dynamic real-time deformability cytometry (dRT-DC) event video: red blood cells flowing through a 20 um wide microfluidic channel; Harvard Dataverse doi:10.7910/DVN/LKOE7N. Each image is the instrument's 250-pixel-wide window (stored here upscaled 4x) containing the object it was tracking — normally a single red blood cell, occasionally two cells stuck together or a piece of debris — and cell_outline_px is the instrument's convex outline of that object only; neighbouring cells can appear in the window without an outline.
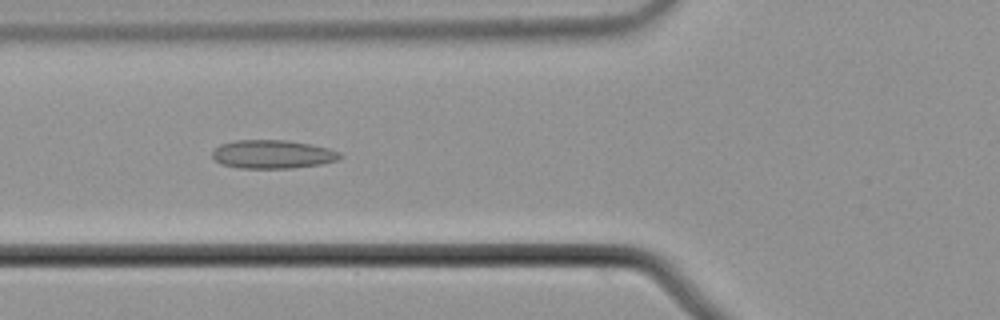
{"species": "common noctule bat (a hibernating species)", "species_latin": "Nyctalus noctula", "temperature_condition": "cold", "stored_images_in_passage": 51, "camera_frame_rate_fps": 3000, "um_per_image_px": 0.085, "animal": {"sex": "male", "body_mass_g": 21.5, "forearm_length_mm": 52.0}, "frame": {"image": 1, "passage_image": 22, "time_ms": 7.0, "image_size_px": [1000, 320], "cell_outline_px": [[344, 156], [336, 160], [320, 164], [292, 168], [240, 168], [220, 164], [212, 160], [212, 152], [220, 144], [236, 140], [284, 140], [308, 144], [328, 148], [340, 152]], "centroid_in_image_um": [23.13, 13.12], "position_along_channel_um": 102.7, "area_um2": 21.21}}
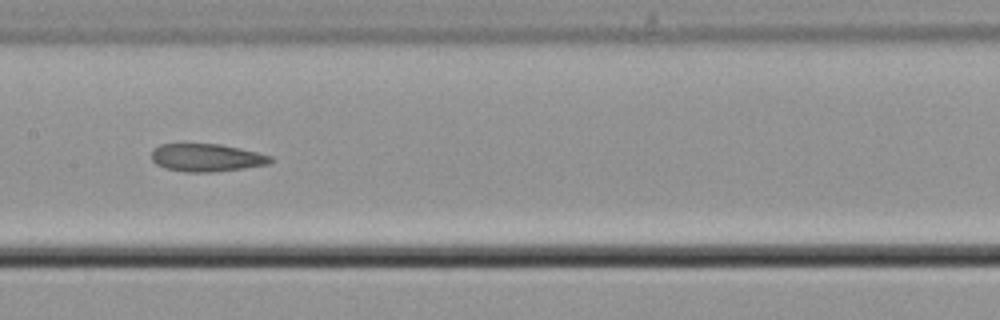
{"frame": {"image": 2, "passage_image": 29, "time_ms": 9.333, "image_size_px": [1000, 320], "cell_outline_px": [[272, 160], [268, 164], [244, 168], [212, 172], [184, 172], [164, 168], [156, 164], [152, 160], [152, 148], [160, 144], [220, 144], [240, 148], [272, 156]], "centroid_in_image_um": [17.52, 13.4], "position_along_channel_um": 189.9, "area_um2": 19.31}}
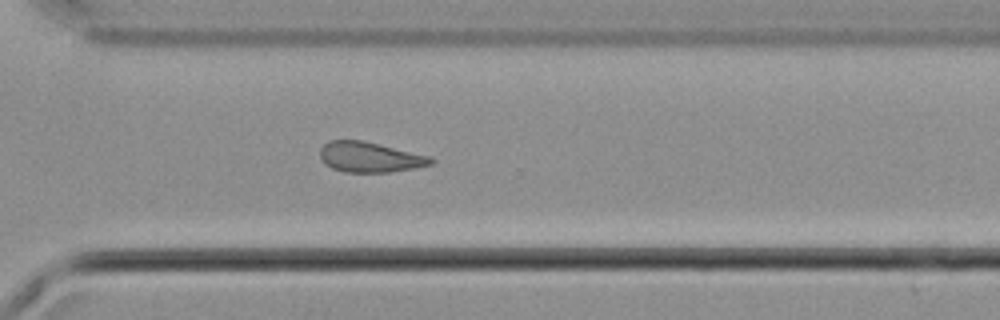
{"frame": {"image": 3, "passage_image": 41, "time_ms": 13.333, "image_size_px": [1000, 320], "cell_outline_px": [[436, 160], [432, 164], [412, 168], [388, 172], [344, 172], [332, 168], [324, 164], [320, 156], [320, 148], [328, 140], [360, 140], [428, 156]], "centroid_in_image_um": [31.37, 13.36], "position_along_channel_um": 339.2, "area_um2": 19.25}, "authors_computed_cell_mechanics": {"area_um2": 20.1144, "velocity_mm_per_s": 3.7242, "shape_relaxation_time_tau1_ms": null, "shape_relaxation_time_tau2_ms": 4.6978, "deformation_change_tau1": null, "deformation_change_tau2": 0.1324}}